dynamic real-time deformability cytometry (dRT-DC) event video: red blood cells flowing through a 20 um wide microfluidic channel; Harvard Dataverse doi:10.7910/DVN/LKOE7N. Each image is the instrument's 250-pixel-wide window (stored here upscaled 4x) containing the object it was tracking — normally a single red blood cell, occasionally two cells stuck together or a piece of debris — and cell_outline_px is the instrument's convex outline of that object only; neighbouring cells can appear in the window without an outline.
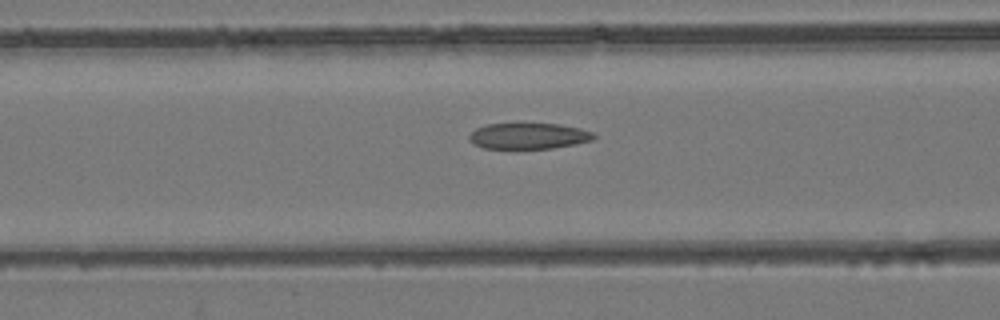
{"species": "common noctule bat (a hibernating species)", "species_latin": "Nyctalus noctula", "temperature_condition": "room temperature", "stored_images_in_passage": 55, "camera_frame_rate_fps": 3000, "um_per_image_px": 0.085, "animal": {"sex": "female", "body_mass_g": 24.6, "forearm_length_mm": 56.2}, "frame": {"image": 1, "passage_image": 22, "time_ms": 7.0, "image_size_px": [1000, 320], "cell_outline_px": [[596, 136], [592, 140], [552, 148], [484, 148], [468, 140], [468, 136], [476, 128], [488, 124], [516, 120], [560, 124], [580, 128], [592, 132]], "centroid_in_image_um": [44.89, 11.49], "position_along_channel_um": 121.7, "area_um2": 19.59}}
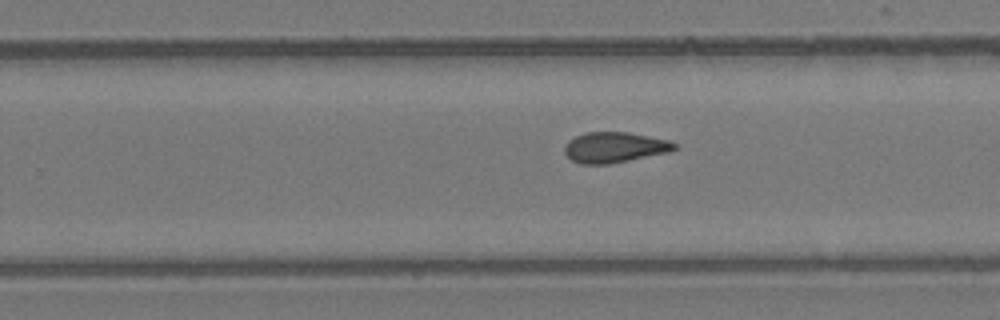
{"frame": {"image": 2, "passage_image": 34, "time_ms": 11.0, "image_size_px": [1000, 320], "cell_outline_px": [[676, 148], [668, 152], [608, 164], [580, 164], [572, 160], [564, 152], [564, 148], [568, 140], [584, 132], [628, 132], [668, 140], [676, 144]], "centroid_in_image_um": [52.19, 12.52], "position_along_channel_um": 277.6, "area_um2": 19.36}}
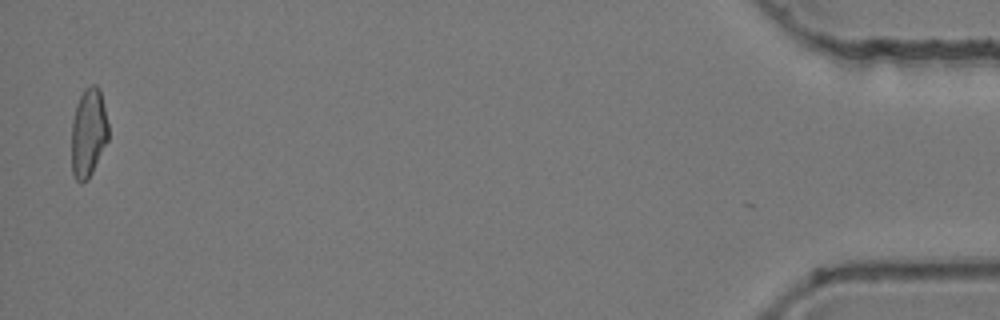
{"frame": {"image": 3, "passage_image": 53, "time_ms": 17.333, "image_size_px": [1000, 320], "cell_outline_px": [[108, 140], [88, 180], [80, 184], [72, 176], [72, 120], [76, 104], [84, 88], [92, 84], [96, 84], [100, 88], [108, 124]], "centroid_in_image_um": [7.51, 11.28], "position_along_channel_um": 427.7, "area_um2": 19.25}, "authors_computed_cell_mechanics": {"area_um2": 19.5942, "velocity_mm_per_s": 3.9036, "shape_relaxation_time_tau1_ms": null, "shape_relaxation_time_tau2_ms": 2.0195, "deformation_change_tau1": null, "deformation_change_tau2": 0.0818}}